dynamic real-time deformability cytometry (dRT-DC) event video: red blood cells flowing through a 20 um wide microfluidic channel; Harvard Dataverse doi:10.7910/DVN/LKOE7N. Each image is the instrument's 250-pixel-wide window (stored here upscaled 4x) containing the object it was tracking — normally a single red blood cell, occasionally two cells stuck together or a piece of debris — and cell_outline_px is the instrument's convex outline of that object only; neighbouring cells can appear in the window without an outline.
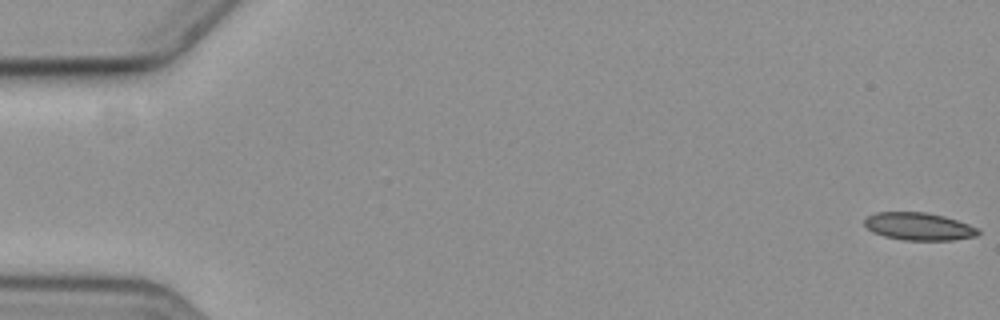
{"species": "common noctule bat (a hibernating species)", "species_latin": "Nyctalus noctula", "temperature_condition": "cold", "stored_images_in_passage": 4, "camera_frame_rate_fps": 3000, "um_per_image_px": 0.085, "animal": {"sex": "female", "body_mass_g": 19.3, "forearm_length_mm": 54.1}, "frame": {"image": 1, "passage_image": 1, "time_ms": 0.0, "image_size_px": [1000, 320], "cell_outline_px": [[980, 232], [976, 236], [952, 240], [904, 240], [884, 236], [872, 232], [864, 224], [864, 220], [868, 216], [876, 212], [924, 212], [944, 216], [968, 224], [976, 228]], "centroid_in_image_um": [78.07, 19.25], "position_along_channel_um": 6.9, "area_um2": 18.15}}